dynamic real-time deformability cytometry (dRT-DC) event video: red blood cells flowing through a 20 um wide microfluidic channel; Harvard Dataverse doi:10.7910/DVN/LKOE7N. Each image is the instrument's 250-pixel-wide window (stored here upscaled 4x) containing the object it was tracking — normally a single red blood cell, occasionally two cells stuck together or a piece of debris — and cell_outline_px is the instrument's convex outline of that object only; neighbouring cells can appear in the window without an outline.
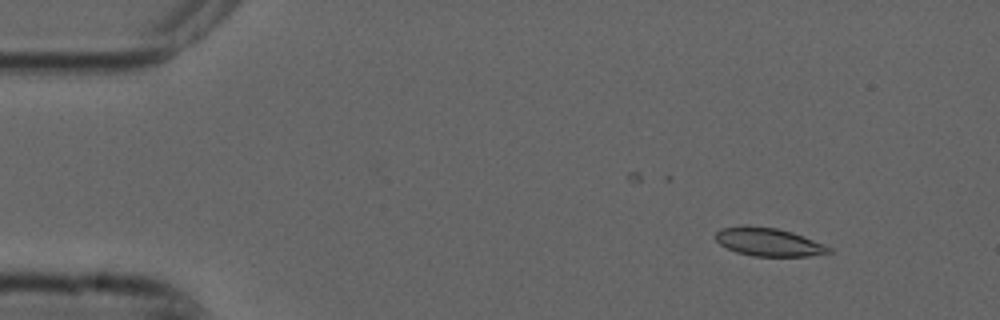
{"species": "common noctule bat (a hibernating species)", "species_latin": "Nyctalus noctula", "temperature_condition": "cold", "stored_images_in_passage": 4, "camera_frame_rate_fps": 3000, "um_per_image_px": 0.085, "animal": {"sex": "male", "forearm_length_mm": 52.5}, "frame": {"image": 1, "passage_image": 1, "time_ms": 0.0, "image_size_px": [1000, 320], "cell_outline_px": [[832, 252], [808, 256], [752, 256], [736, 252], [720, 244], [712, 236], [720, 228], [744, 224], [748, 224], [776, 228], [792, 232], [804, 236], [824, 244], [832, 248]], "centroid_in_image_um": [65.28, 20.55], "position_along_channel_um": 19.7, "area_um2": 18.96}}
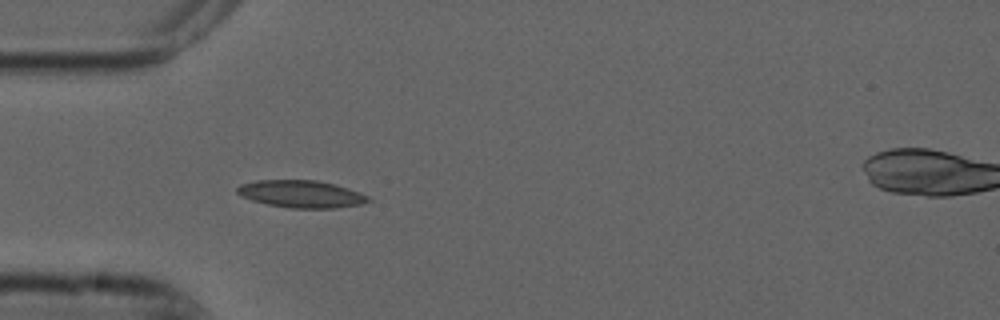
{"frame": {"image": 2, "passage_image": 3, "time_ms": 0.667, "image_size_px": [1000, 320], "cell_outline_px": [[372, 200], [360, 204], [336, 208], [288, 208], [268, 204], [252, 200], [236, 192], [236, 188], [240, 184], [256, 180], [316, 180], [336, 184], [348, 188], [368, 196]], "centroid_in_image_um": [25.61, 16.48], "position_along_channel_um": 59.4, "area_um2": 20.81}}